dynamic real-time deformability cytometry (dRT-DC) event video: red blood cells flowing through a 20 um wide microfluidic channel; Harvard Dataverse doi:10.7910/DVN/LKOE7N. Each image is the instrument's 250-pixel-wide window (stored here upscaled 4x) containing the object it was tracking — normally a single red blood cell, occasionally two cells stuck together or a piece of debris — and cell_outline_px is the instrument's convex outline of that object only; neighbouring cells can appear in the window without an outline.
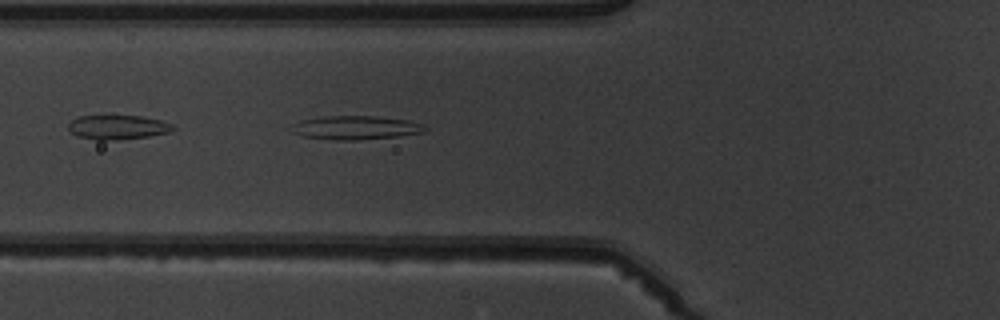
{"species": "common noctule bat (a hibernating species)", "species_latin": "Nyctalus noctula", "temperature_condition": "warm", "stored_images_in_passage": 5, "camera_frame_rate_fps": 3000, "um_per_image_px": 0.085, "animal": {"sex": "male", "body_mass_g": 19.5, "forearm_length_mm": 54.6}, "frame": {"image": 1, "passage_image": 5, "time_ms": 5.667, "image_size_px": [1000, 320], "cell_outline_px": [[428, 128], [424, 132], [396, 136], [356, 140], [336, 140], [304, 136], [292, 132], [288, 128], [300, 120], [324, 116], [376, 116], [408, 120], [424, 124]], "centroid_in_image_um": [30.23, 10.84], "position_along_channel_um": 95.6, "area_um2": 18.44}}